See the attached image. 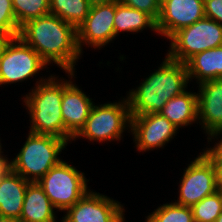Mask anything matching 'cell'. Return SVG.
Masks as SVG:
<instances>
[{
    "label": "cell",
    "instance_id": "6da1fadb",
    "mask_svg": "<svg viewBox=\"0 0 222 222\" xmlns=\"http://www.w3.org/2000/svg\"><path fill=\"white\" fill-rule=\"evenodd\" d=\"M18 37L32 47L50 65L57 64L65 73L76 72L81 57L77 29L54 14L31 19L20 26Z\"/></svg>",
    "mask_w": 222,
    "mask_h": 222
},
{
    "label": "cell",
    "instance_id": "7a4b0ae2",
    "mask_svg": "<svg viewBox=\"0 0 222 222\" xmlns=\"http://www.w3.org/2000/svg\"><path fill=\"white\" fill-rule=\"evenodd\" d=\"M127 93L131 116L159 113L169 99L183 93L189 77L186 63L166 55L155 72Z\"/></svg>",
    "mask_w": 222,
    "mask_h": 222
},
{
    "label": "cell",
    "instance_id": "3957f363",
    "mask_svg": "<svg viewBox=\"0 0 222 222\" xmlns=\"http://www.w3.org/2000/svg\"><path fill=\"white\" fill-rule=\"evenodd\" d=\"M40 79L36 81L35 87L23 96V105L30 116L29 130L65 140V125L61 112L65 79H58L55 75Z\"/></svg>",
    "mask_w": 222,
    "mask_h": 222
},
{
    "label": "cell",
    "instance_id": "277c9868",
    "mask_svg": "<svg viewBox=\"0 0 222 222\" xmlns=\"http://www.w3.org/2000/svg\"><path fill=\"white\" fill-rule=\"evenodd\" d=\"M20 152L10 161L11 169L29 182L39 181L63 160L58 156L68 141L51 135L28 133Z\"/></svg>",
    "mask_w": 222,
    "mask_h": 222
},
{
    "label": "cell",
    "instance_id": "5b68a950",
    "mask_svg": "<svg viewBox=\"0 0 222 222\" xmlns=\"http://www.w3.org/2000/svg\"><path fill=\"white\" fill-rule=\"evenodd\" d=\"M127 127V128H126ZM131 114L127 97L113 103L93 105L85 126L73 138L92 142L120 141L125 130L130 132Z\"/></svg>",
    "mask_w": 222,
    "mask_h": 222
},
{
    "label": "cell",
    "instance_id": "8992f818",
    "mask_svg": "<svg viewBox=\"0 0 222 222\" xmlns=\"http://www.w3.org/2000/svg\"><path fill=\"white\" fill-rule=\"evenodd\" d=\"M85 173L68 162L52 167L38 182L57 211H66L77 203L88 189Z\"/></svg>",
    "mask_w": 222,
    "mask_h": 222
},
{
    "label": "cell",
    "instance_id": "52a82bcc",
    "mask_svg": "<svg viewBox=\"0 0 222 222\" xmlns=\"http://www.w3.org/2000/svg\"><path fill=\"white\" fill-rule=\"evenodd\" d=\"M168 40L167 56L186 63L195 54L222 46V25L204 17L175 32Z\"/></svg>",
    "mask_w": 222,
    "mask_h": 222
},
{
    "label": "cell",
    "instance_id": "ba28073f",
    "mask_svg": "<svg viewBox=\"0 0 222 222\" xmlns=\"http://www.w3.org/2000/svg\"><path fill=\"white\" fill-rule=\"evenodd\" d=\"M48 64L19 37L6 45L0 60V85L22 82L43 71Z\"/></svg>",
    "mask_w": 222,
    "mask_h": 222
},
{
    "label": "cell",
    "instance_id": "9c48e42d",
    "mask_svg": "<svg viewBox=\"0 0 222 222\" xmlns=\"http://www.w3.org/2000/svg\"><path fill=\"white\" fill-rule=\"evenodd\" d=\"M179 183V197L175 203L192 207L206 196L219 190L217 168L203 152H200L184 169Z\"/></svg>",
    "mask_w": 222,
    "mask_h": 222
},
{
    "label": "cell",
    "instance_id": "30bf717a",
    "mask_svg": "<svg viewBox=\"0 0 222 222\" xmlns=\"http://www.w3.org/2000/svg\"><path fill=\"white\" fill-rule=\"evenodd\" d=\"M121 202L89 190L65 211L61 222H124L126 211Z\"/></svg>",
    "mask_w": 222,
    "mask_h": 222
},
{
    "label": "cell",
    "instance_id": "8fae6325",
    "mask_svg": "<svg viewBox=\"0 0 222 222\" xmlns=\"http://www.w3.org/2000/svg\"><path fill=\"white\" fill-rule=\"evenodd\" d=\"M115 12L116 1L90 7L89 14L77 28V44L81 53L83 45L99 50L116 39L113 26Z\"/></svg>",
    "mask_w": 222,
    "mask_h": 222
},
{
    "label": "cell",
    "instance_id": "7c38bea8",
    "mask_svg": "<svg viewBox=\"0 0 222 222\" xmlns=\"http://www.w3.org/2000/svg\"><path fill=\"white\" fill-rule=\"evenodd\" d=\"M130 132L140 152L162 149L178 133V128L160 113L131 116Z\"/></svg>",
    "mask_w": 222,
    "mask_h": 222
},
{
    "label": "cell",
    "instance_id": "4fadbf2b",
    "mask_svg": "<svg viewBox=\"0 0 222 222\" xmlns=\"http://www.w3.org/2000/svg\"><path fill=\"white\" fill-rule=\"evenodd\" d=\"M205 17L204 0H161L158 35L169 39L178 30Z\"/></svg>",
    "mask_w": 222,
    "mask_h": 222
},
{
    "label": "cell",
    "instance_id": "5bb4252c",
    "mask_svg": "<svg viewBox=\"0 0 222 222\" xmlns=\"http://www.w3.org/2000/svg\"><path fill=\"white\" fill-rule=\"evenodd\" d=\"M75 72H66L70 80L65 79V90L63 91L61 112L65 125V140L72 142L73 138L85 126L90 111L94 105L92 98L82 92L75 83L73 77ZM72 140V141H71Z\"/></svg>",
    "mask_w": 222,
    "mask_h": 222
},
{
    "label": "cell",
    "instance_id": "9a60e30c",
    "mask_svg": "<svg viewBox=\"0 0 222 222\" xmlns=\"http://www.w3.org/2000/svg\"><path fill=\"white\" fill-rule=\"evenodd\" d=\"M197 109L198 123L206 136L222 130V78L199 84Z\"/></svg>",
    "mask_w": 222,
    "mask_h": 222
},
{
    "label": "cell",
    "instance_id": "2e32d148",
    "mask_svg": "<svg viewBox=\"0 0 222 222\" xmlns=\"http://www.w3.org/2000/svg\"><path fill=\"white\" fill-rule=\"evenodd\" d=\"M29 183L12 169L0 178V216L20 219Z\"/></svg>",
    "mask_w": 222,
    "mask_h": 222
},
{
    "label": "cell",
    "instance_id": "e0dca14e",
    "mask_svg": "<svg viewBox=\"0 0 222 222\" xmlns=\"http://www.w3.org/2000/svg\"><path fill=\"white\" fill-rule=\"evenodd\" d=\"M56 210L38 182L26 188L20 222H57Z\"/></svg>",
    "mask_w": 222,
    "mask_h": 222
},
{
    "label": "cell",
    "instance_id": "ac0fdd59",
    "mask_svg": "<svg viewBox=\"0 0 222 222\" xmlns=\"http://www.w3.org/2000/svg\"><path fill=\"white\" fill-rule=\"evenodd\" d=\"M189 81L203 82L222 78V46L195 54L187 62Z\"/></svg>",
    "mask_w": 222,
    "mask_h": 222
},
{
    "label": "cell",
    "instance_id": "d6986e66",
    "mask_svg": "<svg viewBox=\"0 0 222 222\" xmlns=\"http://www.w3.org/2000/svg\"><path fill=\"white\" fill-rule=\"evenodd\" d=\"M159 113L178 129L196 122L198 125L197 93L185 90L169 99Z\"/></svg>",
    "mask_w": 222,
    "mask_h": 222
},
{
    "label": "cell",
    "instance_id": "ffe728a7",
    "mask_svg": "<svg viewBox=\"0 0 222 222\" xmlns=\"http://www.w3.org/2000/svg\"><path fill=\"white\" fill-rule=\"evenodd\" d=\"M113 22L115 37H118L120 32H133L134 34V32H142L148 28L158 33L156 21L150 15L131 8L119 0L116 1V12Z\"/></svg>",
    "mask_w": 222,
    "mask_h": 222
},
{
    "label": "cell",
    "instance_id": "44dd1931",
    "mask_svg": "<svg viewBox=\"0 0 222 222\" xmlns=\"http://www.w3.org/2000/svg\"><path fill=\"white\" fill-rule=\"evenodd\" d=\"M87 0H50V13L73 25L76 29L89 14Z\"/></svg>",
    "mask_w": 222,
    "mask_h": 222
},
{
    "label": "cell",
    "instance_id": "7402d4cb",
    "mask_svg": "<svg viewBox=\"0 0 222 222\" xmlns=\"http://www.w3.org/2000/svg\"><path fill=\"white\" fill-rule=\"evenodd\" d=\"M146 222H194L191 207L175 202L165 203L150 213Z\"/></svg>",
    "mask_w": 222,
    "mask_h": 222
},
{
    "label": "cell",
    "instance_id": "603a6c76",
    "mask_svg": "<svg viewBox=\"0 0 222 222\" xmlns=\"http://www.w3.org/2000/svg\"><path fill=\"white\" fill-rule=\"evenodd\" d=\"M12 6L19 26L50 13V0H12Z\"/></svg>",
    "mask_w": 222,
    "mask_h": 222
},
{
    "label": "cell",
    "instance_id": "cb8c5ba5",
    "mask_svg": "<svg viewBox=\"0 0 222 222\" xmlns=\"http://www.w3.org/2000/svg\"><path fill=\"white\" fill-rule=\"evenodd\" d=\"M191 209L194 222H215L222 212V190L206 196Z\"/></svg>",
    "mask_w": 222,
    "mask_h": 222
},
{
    "label": "cell",
    "instance_id": "d4e9b609",
    "mask_svg": "<svg viewBox=\"0 0 222 222\" xmlns=\"http://www.w3.org/2000/svg\"><path fill=\"white\" fill-rule=\"evenodd\" d=\"M19 30L12 0H0V34L14 38L18 37Z\"/></svg>",
    "mask_w": 222,
    "mask_h": 222
},
{
    "label": "cell",
    "instance_id": "484cf974",
    "mask_svg": "<svg viewBox=\"0 0 222 222\" xmlns=\"http://www.w3.org/2000/svg\"><path fill=\"white\" fill-rule=\"evenodd\" d=\"M121 3L130 6L131 8L140 10L150 15L155 21H157L160 8L161 0H119Z\"/></svg>",
    "mask_w": 222,
    "mask_h": 222
},
{
    "label": "cell",
    "instance_id": "4316f807",
    "mask_svg": "<svg viewBox=\"0 0 222 222\" xmlns=\"http://www.w3.org/2000/svg\"><path fill=\"white\" fill-rule=\"evenodd\" d=\"M222 135V130H218L208 134L207 141L211 142L214 138L217 140L218 136ZM220 141L215 142L216 144L213 147L203 149V154L213 163V165H222V137Z\"/></svg>",
    "mask_w": 222,
    "mask_h": 222
},
{
    "label": "cell",
    "instance_id": "83f0119b",
    "mask_svg": "<svg viewBox=\"0 0 222 222\" xmlns=\"http://www.w3.org/2000/svg\"><path fill=\"white\" fill-rule=\"evenodd\" d=\"M204 14L222 25V0H204Z\"/></svg>",
    "mask_w": 222,
    "mask_h": 222
},
{
    "label": "cell",
    "instance_id": "f1b7e54d",
    "mask_svg": "<svg viewBox=\"0 0 222 222\" xmlns=\"http://www.w3.org/2000/svg\"><path fill=\"white\" fill-rule=\"evenodd\" d=\"M10 169L11 164L8 158H0V178L3 177Z\"/></svg>",
    "mask_w": 222,
    "mask_h": 222
},
{
    "label": "cell",
    "instance_id": "f546056e",
    "mask_svg": "<svg viewBox=\"0 0 222 222\" xmlns=\"http://www.w3.org/2000/svg\"><path fill=\"white\" fill-rule=\"evenodd\" d=\"M12 38H13V37H9V36L0 34V60H1V56H2V54H3V51L5 50V47H6L7 43H8Z\"/></svg>",
    "mask_w": 222,
    "mask_h": 222
},
{
    "label": "cell",
    "instance_id": "4dcf8cb0",
    "mask_svg": "<svg viewBox=\"0 0 222 222\" xmlns=\"http://www.w3.org/2000/svg\"><path fill=\"white\" fill-rule=\"evenodd\" d=\"M217 168L218 189L222 190V165H214Z\"/></svg>",
    "mask_w": 222,
    "mask_h": 222
},
{
    "label": "cell",
    "instance_id": "1f68e13d",
    "mask_svg": "<svg viewBox=\"0 0 222 222\" xmlns=\"http://www.w3.org/2000/svg\"><path fill=\"white\" fill-rule=\"evenodd\" d=\"M91 6L97 5V4H104V3H110L117 0H87Z\"/></svg>",
    "mask_w": 222,
    "mask_h": 222
},
{
    "label": "cell",
    "instance_id": "d6a6232c",
    "mask_svg": "<svg viewBox=\"0 0 222 222\" xmlns=\"http://www.w3.org/2000/svg\"><path fill=\"white\" fill-rule=\"evenodd\" d=\"M0 222H20L18 219L0 216Z\"/></svg>",
    "mask_w": 222,
    "mask_h": 222
},
{
    "label": "cell",
    "instance_id": "836d02e7",
    "mask_svg": "<svg viewBox=\"0 0 222 222\" xmlns=\"http://www.w3.org/2000/svg\"><path fill=\"white\" fill-rule=\"evenodd\" d=\"M1 145L2 144H1V140H0V158H8V157H6V155L3 156L4 154H3V151H2V146Z\"/></svg>",
    "mask_w": 222,
    "mask_h": 222
},
{
    "label": "cell",
    "instance_id": "e575fe53",
    "mask_svg": "<svg viewBox=\"0 0 222 222\" xmlns=\"http://www.w3.org/2000/svg\"><path fill=\"white\" fill-rule=\"evenodd\" d=\"M215 222H222V212L220 213V215L217 217Z\"/></svg>",
    "mask_w": 222,
    "mask_h": 222
}]
</instances>
